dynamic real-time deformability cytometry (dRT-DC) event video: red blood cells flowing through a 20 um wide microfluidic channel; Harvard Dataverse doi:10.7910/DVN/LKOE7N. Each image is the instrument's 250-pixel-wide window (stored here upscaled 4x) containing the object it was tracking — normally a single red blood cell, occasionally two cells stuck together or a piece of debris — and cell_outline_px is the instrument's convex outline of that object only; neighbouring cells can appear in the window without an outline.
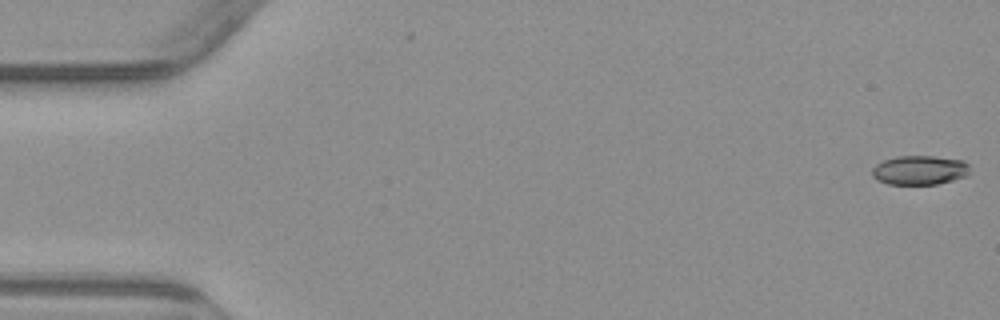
{"species": "common noctule bat (a hibernating species)", "species_latin": "Nyctalus noctula", "temperature_condition": "warm", "stored_images_in_passage": 5, "camera_frame_rate_fps": 3000, "um_per_image_px": 0.085, "animal": {"sex": "male", "body_mass_g": 23.1, "forearm_length_mm": 52.7}, "frame": {"image": 1, "passage_image": 1, "time_ms": 0.0, "image_size_px": [1000, 320], "cell_outline_px": [[968, 172], [964, 176], [952, 180], [936, 184], [888, 184], [876, 180], [872, 176], [872, 168], [876, 164], [884, 160], [896, 156], [932, 156], [964, 160], [968, 164]], "centroid_in_image_um": [78.12, 14.46], "position_along_channel_um": 6.9, "area_um2": 16.59}}
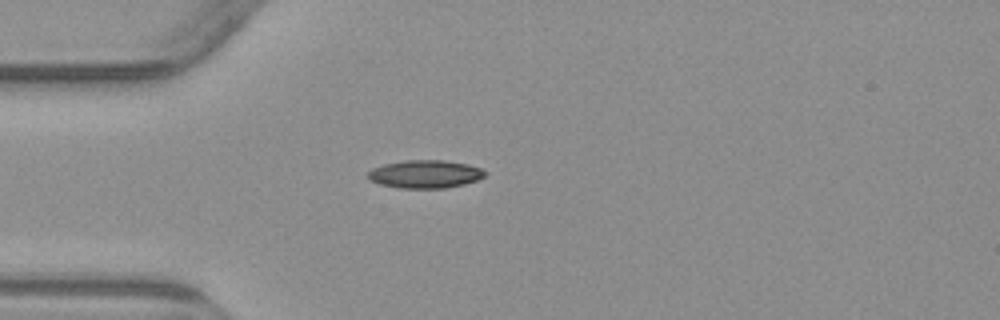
{"frame": {"image": 2, "passage_image": 4, "time_ms": 4.667, "image_size_px": [1000, 320], "cell_outline_px": [[488, 172], [484, 176], [476, 180], [464, 184], [444, 188], [400, 188], [380, 184], [368, 180], [368, 172], [372, 168], [384, 164], [408, 160], [444, 160], [468, 164], [480, 168]], "centroid_in_image_um": [36.13, 14.8], "position_along_channel_um": 48.9, "area_um2": 19.07}}